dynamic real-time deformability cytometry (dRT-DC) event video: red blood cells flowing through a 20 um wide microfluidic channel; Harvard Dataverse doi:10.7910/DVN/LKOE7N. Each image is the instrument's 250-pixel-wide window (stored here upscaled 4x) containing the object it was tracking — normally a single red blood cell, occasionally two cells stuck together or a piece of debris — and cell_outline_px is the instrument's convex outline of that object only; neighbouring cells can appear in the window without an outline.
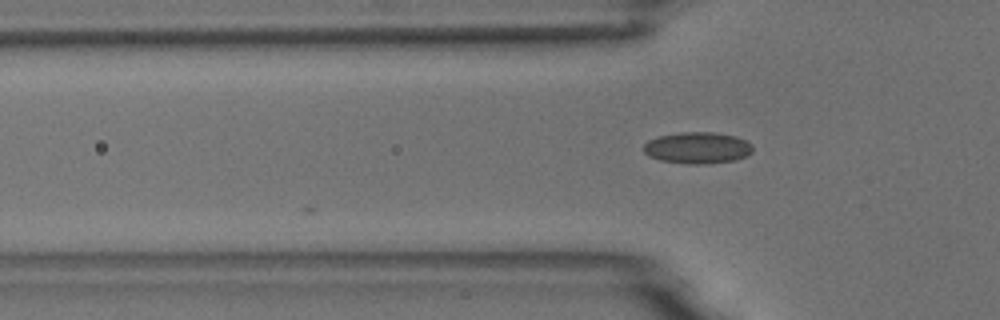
{"species": "common noctule bat (a hibernating species)", "species_latin": "Nyctalus noctula", "temperature_condition": "room temperature", "stored_images_in_passage": 5, "camera_frame_rate_fps": 3000, "um_per_image_px": 0.085, "animal": {"sex": "male", "body_mass_g": 18.8}, "frame": {"image": 1, "passage_image": 5, "time_ms": 1.333, "image_size_px": [1000, 320], "cell_outline_px": [[752, 152], [748, 156], [736, 160], [708, 164], [688, 164], [660, 160], [648, 156], [644, 152], [644, 144], [648, 140], [656, 136], [680, 132], [712, 132], [736, 136], [752, 144]], "centroid_in_image_um": [59.28, 12.57], "position_along_channel_um": 66.5, "area_um2": 20.29}}